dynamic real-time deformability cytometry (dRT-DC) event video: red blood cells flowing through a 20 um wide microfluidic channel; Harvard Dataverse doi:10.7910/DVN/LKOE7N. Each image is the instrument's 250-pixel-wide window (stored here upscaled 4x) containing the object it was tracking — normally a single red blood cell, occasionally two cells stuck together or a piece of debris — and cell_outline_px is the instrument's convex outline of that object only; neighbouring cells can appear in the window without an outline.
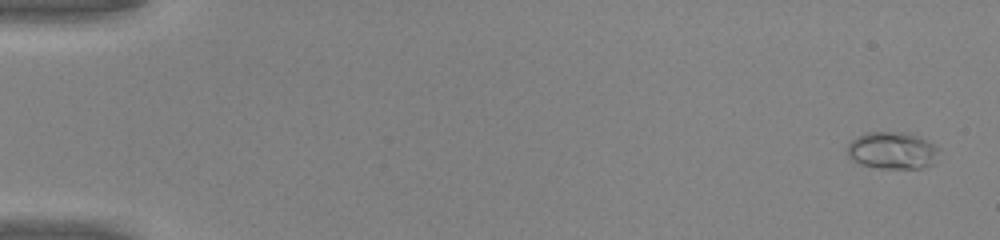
{"species": "common noctule bat (a hibernating species)", "species_latin": "Nyctalus noctula", "temperature_condition": "warm", "stored_images_in_passage": 49, "camera_frame_rate_fps": 3000, "um_per_image_px": 0.085, "animal": {"sex": "male", "body_mass_g": 20.0, "forearm_length_mm": 53.3}, "frame": {"image": 1, "passage_image": 2, "time_ms": 0.333, "image_size_px": [1000, 240], "cell_outline_px": [[940, 148], [936, 164], [920, 168], [880, 168], [860, 164], [852, 160], [848, 156], [848, 144], [852, 140], [864, 132], [908, 132]], "centroid_in_image_um": [75.87, 12.8], "position_along_channel_um": 9.1, "area_um2": 19.94}}
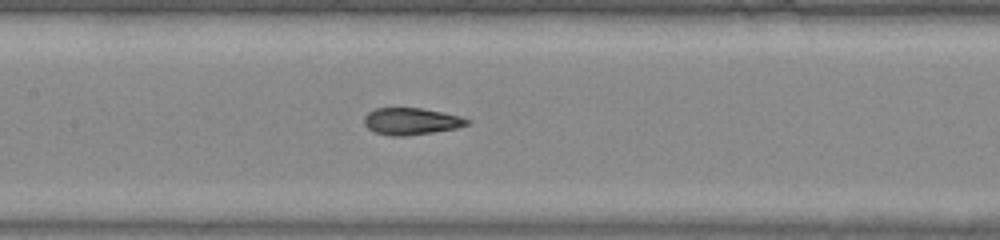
{"frame": {"image": 2, "passage_image": 25, "time_ms": 8.0, "image_size_px": [1000, 240], "cell_outline_px": [[468, 124], [456, 128], [408, 136], [392, 136], [372, 132], [364, 124], [364, 116], [368, 112], [376, 108], [420, 108], [444, 112], [460, 116], [468, 120]], "centroid_in_image_um": [34.9, 10.31], "position_along_channel_um": 172.5, "area_um2": 16.13}}
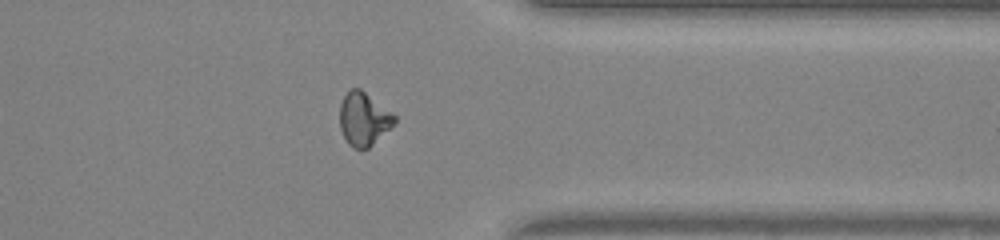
{"frame": {"image": 3, "passage_image": 40, "time_ms": 13.0, "image_size_px": [1000, 240], "cell_outline_px": [[396, 120], [368, 148], [352, 148], [348, 144], [340, 128], [340, 104], [344, 96], [352, 88], [360, 88], [392, 112], [396, 116]], "centroid_in_image_um": [30.89, 10.09], "position_along_channel_um": 380.5, "area_um2": 16.59}, "authors_computed_cell_mechanics": {"area_um2": 17.051, "velocity_mm_per_s": 4.2673, "shape_relaxation_time_tau1_ms": 4.4663, "shape_relaxation_time_tau2_ms": 1.1044, "deformation_change_tau1": 0.2003, "deformation_change_tau2": 0.0525}}